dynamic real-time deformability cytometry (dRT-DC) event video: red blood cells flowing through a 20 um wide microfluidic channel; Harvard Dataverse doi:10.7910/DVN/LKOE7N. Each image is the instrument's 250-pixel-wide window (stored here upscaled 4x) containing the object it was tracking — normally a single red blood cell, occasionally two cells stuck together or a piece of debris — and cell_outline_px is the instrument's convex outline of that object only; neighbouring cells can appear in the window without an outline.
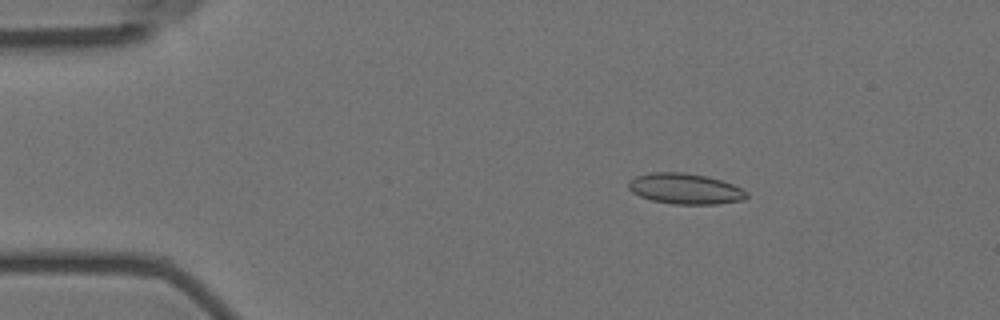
{"species": "Egyptian fruit bat (a non-hibernating species)", "species_latin": "Rousettus aegyptiacus", "temperature_condition": "room temperature", "stored_images_in_passage": 4, "camera_frame_rate_fps": 3000, "um_per_image_px": 0.085, "animal": {"sex": "female"}, "frame": {"image": 1, "passage_image": 2, "time_ms": 2.0, "image_size_px": [1000, 320], "cell_outline_px": [[748, 196], [744, 200], [716, 204], [676, 204], [652, 200], [640, 196], [632, 192], [628, 188], [628, 180], [636, 176], [648, 172], [684, 172], [708, 176], [732, 184], [748, 192]], "centroid_in_image_um": [58.22, 16.03], "position_along_channel_um": 26.8, "area_um2": 21.21}}